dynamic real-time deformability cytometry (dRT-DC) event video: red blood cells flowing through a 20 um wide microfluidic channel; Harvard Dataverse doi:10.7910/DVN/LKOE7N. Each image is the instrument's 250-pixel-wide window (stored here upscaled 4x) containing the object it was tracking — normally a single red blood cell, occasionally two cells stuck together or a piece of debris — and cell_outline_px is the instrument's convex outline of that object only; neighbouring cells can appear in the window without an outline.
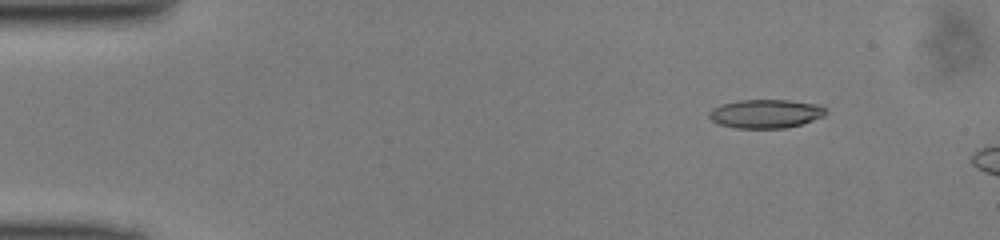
{"species": "common noctule bat (a hibernating species)", "species_latin": "Nyctalus noctula", "temperature_condition": "cold", "stored_images_in_passage": 42, "camera_frame_rate_fps": 3000, "um_per_image_px": 0.085, "animal": {"sex": "male", "body_mass_g": 13.0, "forearm_length_mm": 53.1}, "frame": {"image": 1, "passage_image": 1, "time_ms": 0.0, "image_size_px": [1000, 240], "cell_outline_px": [[828, 112], [824, 116], [804, 124], [784, 128], [736, 128], [720, 124], [712, 120], [708, 116], [708, 112], [712, 108], [720, 104], [736, 100], [788, 100], [820, 104]], "centroid_in_image_um": [65.1, 9.66], "position_along_channel_um": 19.9, "area_um2": 19.77}}
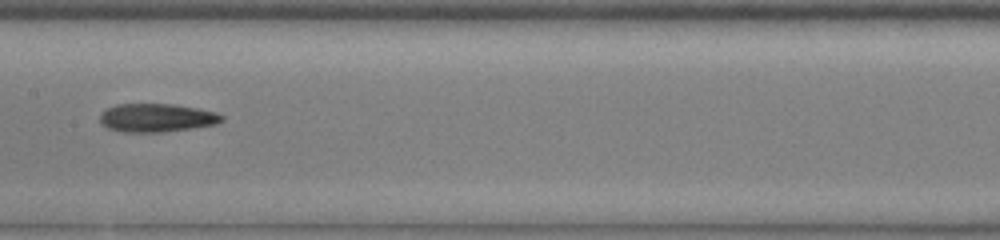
{"frame": {"image": 2, "passage_image": 20, "time_ms": 6.333, "image_size_px": [1000, 240], "cell_outline_px": [[224, 120], [216, 124], [160, 132], [124, 132], [108, 128], [100, 124], [100, 112], [116, 104], [172, 104], [196, 108], [216, 112], [224, 116]], "centroid_in_image_um": [13.28, 10.0], "position_along_channel_um": 194.1, "area_um2": 20.06}}
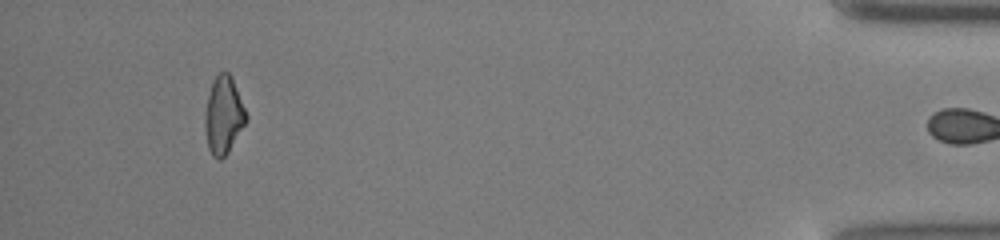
{"frame": {"image": 3, "passage_image": 41, "time_ms": 13.333, "image_size_px": [1000, 240], "cell_outline_px": [[248, 120], [228, 152], [220, 160], [212, 156], [208, 148], [204, 128], [204, 112], [212, 80], [220, 72], [228, 72], [232, 76], [248, 116]], "centroid_in_image_um": [19.0, 9.8], "position_along_channel_um": 416.2, "area_um2": 18.84}}